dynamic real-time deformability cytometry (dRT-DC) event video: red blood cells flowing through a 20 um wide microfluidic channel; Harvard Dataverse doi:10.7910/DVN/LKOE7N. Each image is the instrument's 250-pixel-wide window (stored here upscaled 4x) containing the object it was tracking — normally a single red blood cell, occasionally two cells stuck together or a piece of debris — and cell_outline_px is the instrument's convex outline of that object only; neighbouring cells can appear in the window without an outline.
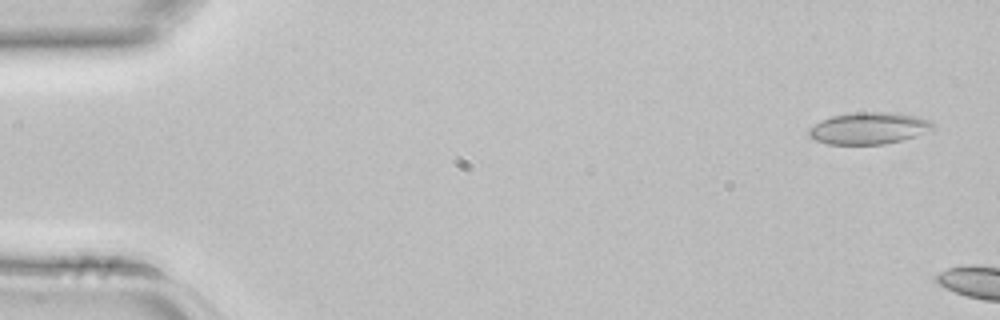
{"species": "common noctule bat (a hibernating species)", "species_latin": "Nyctalus noctula", "temperature_condition": "room temperature", "stored_images_in_passage": 2, "camera_frame_rate_fps": 3000, "um_per_image_px": 0.085, "animal": {"sex": "female", "body_mass_g": 22.7, "forearm_length_mm": 54.2}, "frame": {"image": 1, "passage_image": 1, "time_ms": 0.0, "image_size_px": [1000, 320], "cell_outline_px": [[936, 124], [932, 128], [904, 140], [884, 144], [828, 144], [816, 140], [808, 136], [808, 128], [820, 120], [832, 116], [852, 112], [896, 112], [920, 116]], "centroid_in_image_um": [73.82, 10.88], "position_along_channel_um": 11.2, "area_um2": 23.12}}